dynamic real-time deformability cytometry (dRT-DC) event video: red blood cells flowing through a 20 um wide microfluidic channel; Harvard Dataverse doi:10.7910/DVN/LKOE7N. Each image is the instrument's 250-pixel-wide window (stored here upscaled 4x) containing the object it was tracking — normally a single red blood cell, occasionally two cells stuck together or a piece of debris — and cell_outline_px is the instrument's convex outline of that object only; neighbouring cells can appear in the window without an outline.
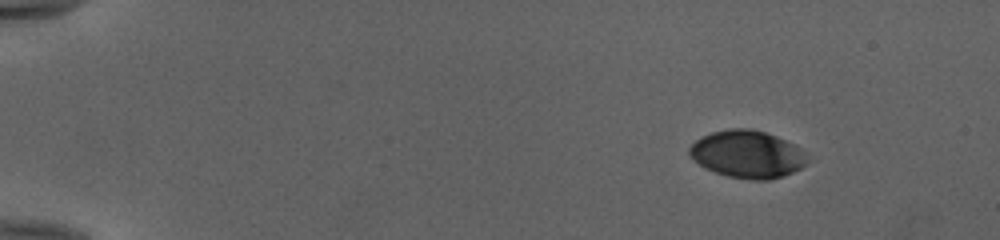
{"species": "human", "species_latin": "Homo sapiens", "temperature_condition": "cold", "stored_images_in_passage": 47, "camera_frame_rate_fps": 3000, "um_per_image_px": 0.085, "donor": {"sex": "female"}, "frame": {"image": 1, "passage_image": 1, "time_ms": 0.0, "image_size_px": [1000, 240], "cell_outline_px": [[808, 164], [792, 172], [768, 180], [752, 180], [728, 176], [704, 168], [692, 160], [688, 152], [688, 148], [696, 140], [712, 132], [732, 128], [748, 128], [764, 132], [776, 136], [800, 148], [804, 152]], "centroid_in_image_um": [63.49, 13.11], "position_along_channel_um": 21.5, "area_um2": 32.37}}
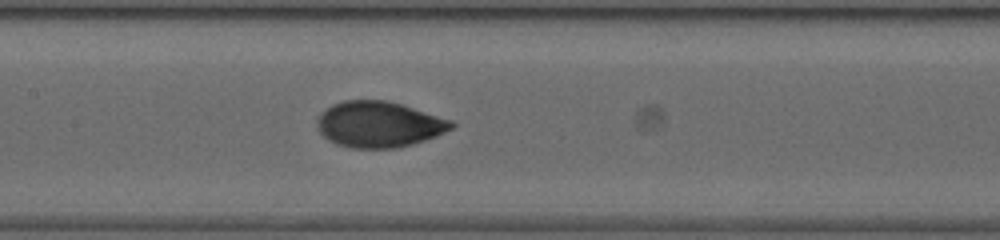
{"frame": {"image": 2, "passage_image": 22, "time_ms": 7.0, "image_size_px": [1000, 240], "cell_outline_px": [[456, 124], [452, 128], [436, 136], [412, 144], [396, 148], [352, 148], [336, 144], [328, 140], [320, 132], [316, 124], [316, 120], [320, 112], [332, 104], [344, 100], [384, 100], [400, 104], [452, 120]], "centroid_in_image_um": [32.17, 10.57], "position_along_channel_um": 175.2, "area_um2": 35.89}}
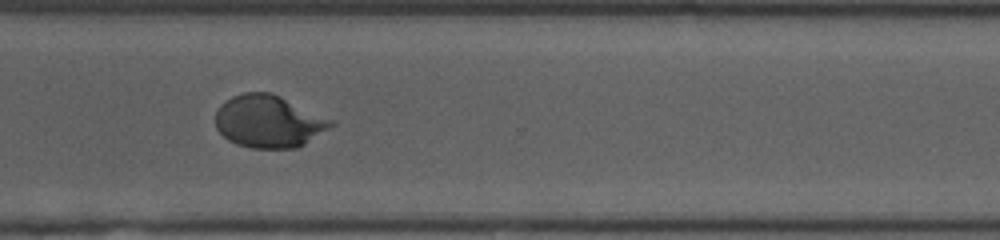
{"frame": {"image": 3, "passage_image": 35, "time_ms": 11.333, "image_size_px": [1000, 240], "cell_outline_px": [[336, 124], [304, 144], [296, 148], [248, 148], [236, 144], [228, 140], [216, 128], [216, 112], [220, 104], [232, 96], [244, 92], [272, 92], [332, 120]], "centroid_in_image_um": [22.81, 10.32], "position_along_channel_um": 347.8, "area_um2": 35.2}, "authors_computed_cell_mechanics": {"area_um2": 35.2002, "velocity_mm_per_s": 3.9985, "shape_relaxation_time_tau1_ms": 4.1108, "shape_relaxation_time_tau2_ms": 0.9052, "deformation_change_tau1": 0.1814, "deformation_change_tau2": 0.0345}}